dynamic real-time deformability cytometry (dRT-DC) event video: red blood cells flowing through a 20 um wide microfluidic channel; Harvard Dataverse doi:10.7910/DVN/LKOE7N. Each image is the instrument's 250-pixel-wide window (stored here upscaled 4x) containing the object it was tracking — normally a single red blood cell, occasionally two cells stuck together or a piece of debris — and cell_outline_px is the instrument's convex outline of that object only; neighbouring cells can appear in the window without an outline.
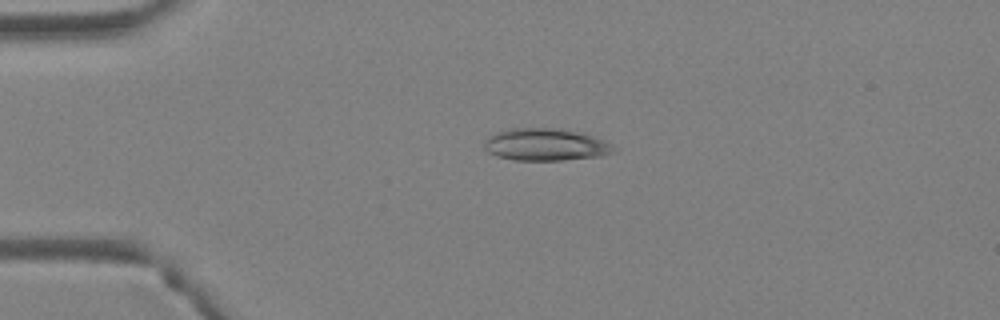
{"species": "Egyptian fruit bat (a non-hibernating species)", "species_latin": "Rousettus aegyptiacus", "temperature_condition": "warm", "stored_images_in_passage": 2, "camera_frame_rate_fps": 3000, "um_per_image_px": 0.085, "animal": {"sex": "female"}, "frame": {"image": 1, "passage_image": 2, "time_ms": 0.333, "image_size_px": [1000, 320], "cell_outline_px": [[616, 152], [600, 156], [560, 160], [516, 160], [496, 156], [488, 152], [484, 148], [484, 140], [488, 136], [496, 132], [512, 128], [556, 128], [584, 132], [612, 144]], "centroid_in_image_um": [46.37, 12.28], "position_along_channel_um": 38.6, "area_um2": 24.45}}